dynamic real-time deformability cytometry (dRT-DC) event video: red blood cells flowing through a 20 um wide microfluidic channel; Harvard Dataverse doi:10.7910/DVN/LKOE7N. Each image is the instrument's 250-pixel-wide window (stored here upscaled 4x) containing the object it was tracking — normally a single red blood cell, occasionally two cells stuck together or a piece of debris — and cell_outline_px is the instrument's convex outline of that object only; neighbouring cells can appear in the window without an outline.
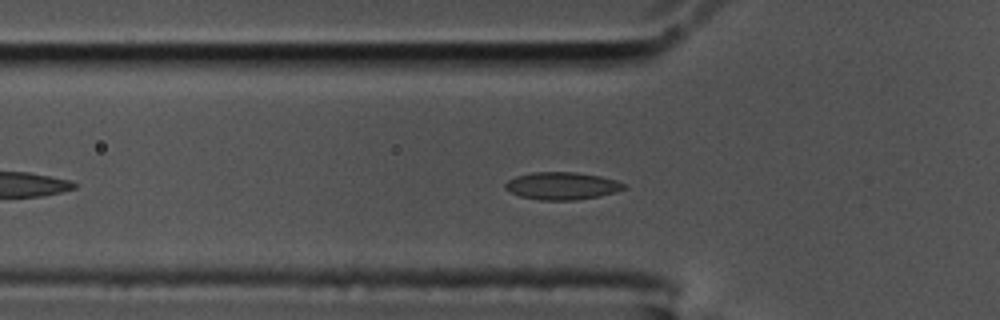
{"species": "common noctule bat (a hibernating species)", "species_latin": "Nyctalus noctula", "temperature_condition": "cold", "stored_images_in_passage": 49, "camera_frame_rate_fps": 3000, "um_per_image_px": 0.085, "animal": {"sex": "male", "body_mass_g": 17.5, "forearm_length_mm": 52.3}, "frame": {"image": 1, "passage_image": 10, "time_ms": 3.0, "image_size_px": [1000, 320], "cell_outline_px": [[628, 188], [616, 192], [576, 200], [540, 200], [520, 196], [504, 188], [504, 184], [508, 180], [516, 176], [532, 172], [576, 172], [600, 176], [616, 180], [628, 184]], "centroid_in_image_um": [47.8, 15.79], "position_along_channel_um": 78.0, "area_um2": 19.07}}
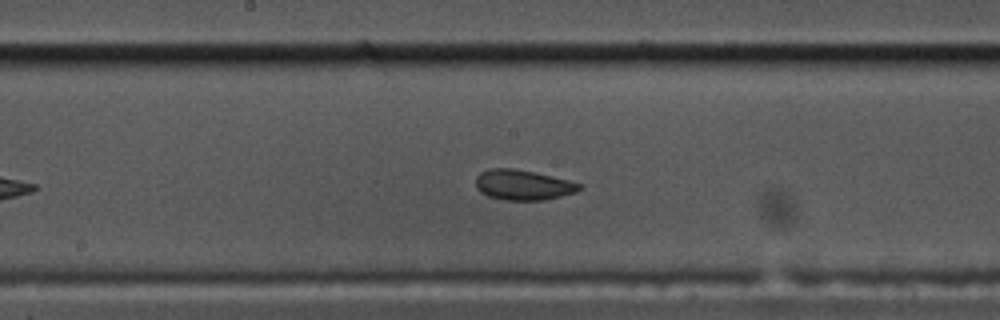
{"frame": {"image": 2, "passage_image": 21, "time_ms": 6.667, "image_size_px": [1000, 320], "cell_outline_px": [[584, 188], [576, 192], [544, 200], [504, 200], [488, 196], [480, 192], [476, 188], [476, 176], [480, 172], [492, 168], [512, 168], [536, 172], [584, 184]], "centroid_in_image_um": [44.47, 15.71], "position_along_channel_um": 203.7, "area_um2": 18.44}}
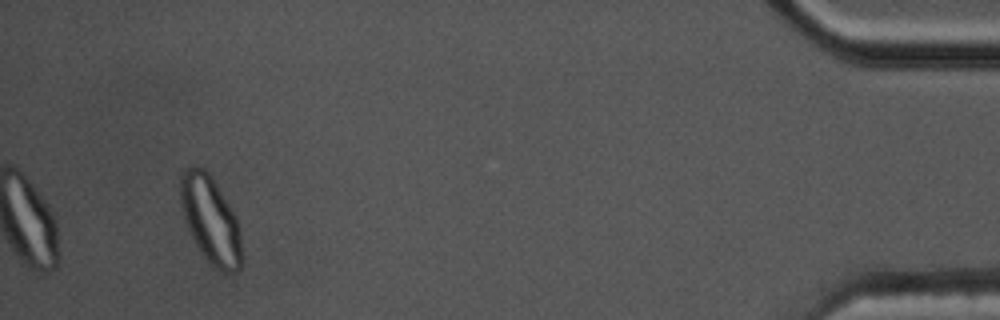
{"frame": {"image": 3, "passage_image": 46, "time_ms": 15.0, "image_size_px": [1000, 320], "cell_outline_px": [[240, 268], [236, 272], [228, 276], [224, 276], [204, 256], [196, 244], [188, 228], [180, 204], [180, 172], [184, 168], [192, 164], [204, 168], [208, 172], [236, 216], [240, 228]], "centroid_in_image_um": [17.88, 18.67], "position_along_channel_um": 417.3, "area_um2": 31.15}, "authors_computed_cell_mechanics": {"area_um2": 18.6694, "velocity_mm_per_s": 3.4259, "shape_relaxation_time_tau1_ms": 10.1936, "shape_relaxation_time_tau2_ms": 1.4349, "deformation_change_tau1": 0.1743, "deformation_change_tau2": 0.0429}}